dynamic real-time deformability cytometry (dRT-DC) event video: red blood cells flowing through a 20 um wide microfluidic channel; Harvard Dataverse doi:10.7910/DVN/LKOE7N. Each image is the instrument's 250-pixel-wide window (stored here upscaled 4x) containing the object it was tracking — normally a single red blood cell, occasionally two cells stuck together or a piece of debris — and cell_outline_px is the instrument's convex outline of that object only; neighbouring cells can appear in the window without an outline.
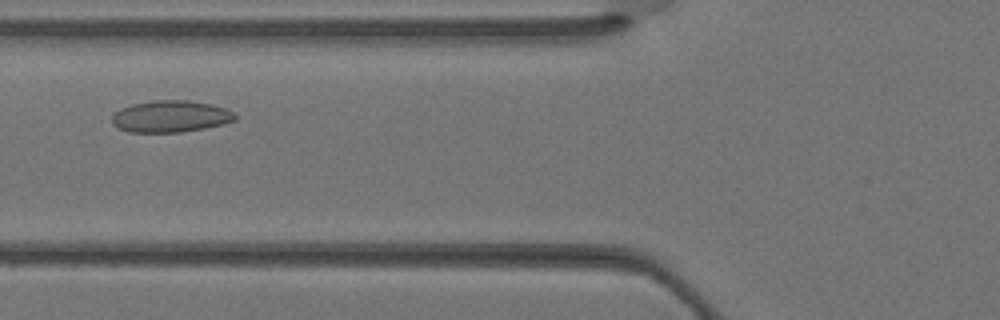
{"species": "Egyptian fruit bat (a non-hibernating species)", "species_latin": "Rousettus aegyptiacus", "temperature_condition": "warm", "stored_images_in_passage": 31, "camera_frame_rate_fps": 3000, "um_per_image_px": 0.085, "animal": {"sex": "female"}, "frame": {"image": 1, "passage_image": 8, "time_ms": 2.333, "image_size_px": [1000, 320], "cell_outline_px": [[236, 120], [204, 128], [180, 132], [128, 132], [112, 124], [112, 116], [120, 108], [132, 104], [156, 100], [188, 100], [212, 104], [224, 108], [232, 112], [236, 116]], "centroid_in_image_um": [14.48, 9.89], "position_along_channel_um": 111.3, "area_um2": 22.6}}
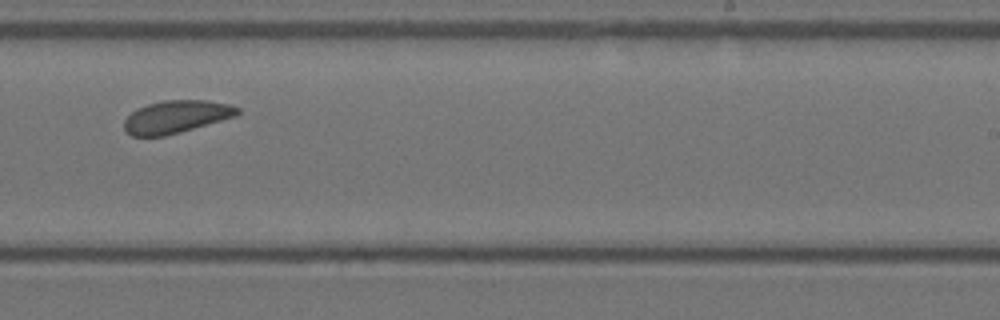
{"frame": {"image": 2, "passage_image": 17, "time_ms": 5.333, "image_size_px": [1000, 320], "cell_outline_px": [[240, 112], [236, 116], [180, 132], [164, 136], [132, 136], [124, 128], [124, 120], [136, 108], [148, 104], [164, 100], [204, 100], [232, 104], [240, 108]], "centroid_in_image_um": [14.99, 9.91], "position_along_channel_um": 274.0, "area_um2": 21.5}}
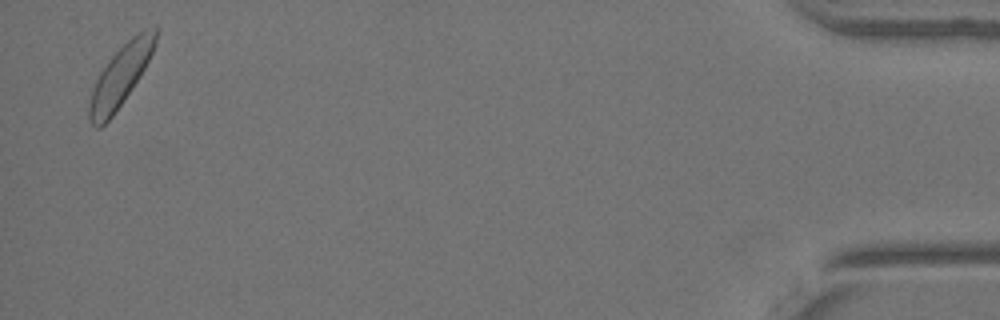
{"frame": {"image": 3, "passage_image": 30, "time_ms": 9.667, "image_size_px": [1000, 320], "cell_outline_px": [[156, 40], [152, 52], [144, 68], [132, 88], [112, 116], [100, 128], [96, 128], [88, 120], [88, 108], [92, 92], [96, 80], [100, 72], [108, 60], [132, 36], [144, 28], [156, 28]], "centroid_in_image_um": [10.2, 6.48], "position_along_channel_um": 425.0, "area_um2": 22.83}}